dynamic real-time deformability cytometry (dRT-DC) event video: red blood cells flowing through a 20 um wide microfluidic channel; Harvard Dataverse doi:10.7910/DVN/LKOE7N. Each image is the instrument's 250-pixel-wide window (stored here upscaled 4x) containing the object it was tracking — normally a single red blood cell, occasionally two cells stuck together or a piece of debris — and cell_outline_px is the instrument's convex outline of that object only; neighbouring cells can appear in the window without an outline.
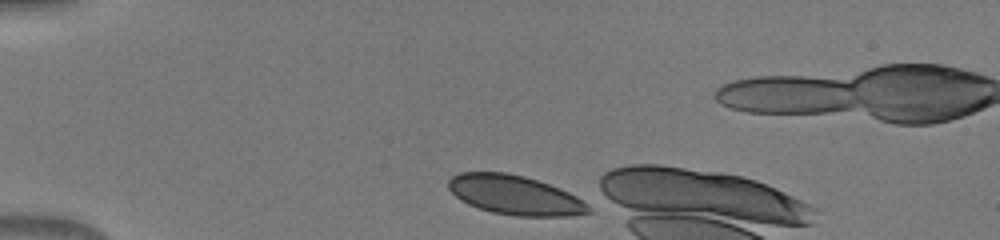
{"species": "human", "species_latin": "Homo sapiens", "temperature_condition": "warm", "stored_images_in_passage": 39, "camera_frame_rate_fps": 3000, "um_per_image_px": 0.085, "donor": {"sex": "male"}, "frame": {"image": 1, "passage_image": 1, "time_ms": 0.0, "image_size_px": [1000, 240], "cell_outline_px": [[592, 212], [572, 216], [516, 216], [492, 212], [468, 204], [460, 200], [448, 188], [448, 180], [452, 176], [460, 172], [504, 172], [524, 176], [560, 188], [576, 196], [588, 204]], "centroid_in_image_um": [43.77, 16.58], "position_along_channel_um": 41.2, "area_um2": 32.08}}
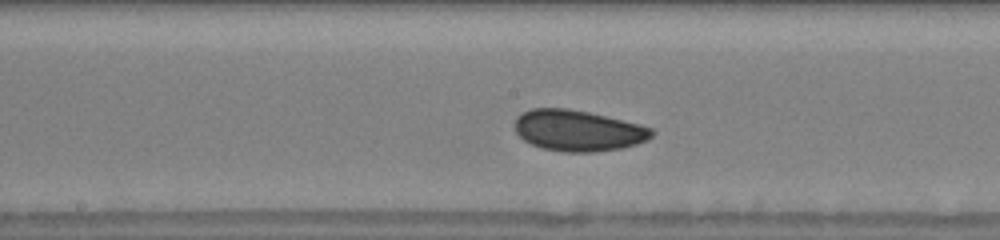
{"frame": {"image": 2, "passage_image": 16, "time_ms": 5.0, "image_size_px": [1000, 240], "cell_outline_px": [[656, 132], [648, 140], [636, 144], [620, 148], [596, 152], [564, 152], [544, 148], [532, 144], [524, 140], [516, 132], [516, 116], [520, 112], [532, 108], [568, 108], [588, 112], [640, 124], [652, 128]], "centroid_in_image_um": [49.14, 11.09], "position_along_channel_um": 199.1, "area_um2": 32.77}}
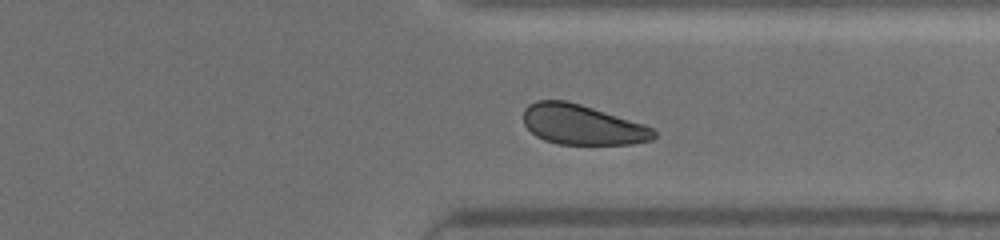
{"frame": {"image": 3, "passage_image": 28, "time_ms": 9.0, "image_size_px": [1000, 240], "cell_outline_px": [[656, 136], [652, 140], [632, 144], [560, 144], [544, 140], [536, 136], [524, 124], [524, 108], [528, 104], [536, 100], [568, 100], [644, 124], [652, 128], [656, 132]], "centroid_in_image_um": [49.48, 10.59], "position_along_channel_um": 361.9, "area_um2": 30.46}}